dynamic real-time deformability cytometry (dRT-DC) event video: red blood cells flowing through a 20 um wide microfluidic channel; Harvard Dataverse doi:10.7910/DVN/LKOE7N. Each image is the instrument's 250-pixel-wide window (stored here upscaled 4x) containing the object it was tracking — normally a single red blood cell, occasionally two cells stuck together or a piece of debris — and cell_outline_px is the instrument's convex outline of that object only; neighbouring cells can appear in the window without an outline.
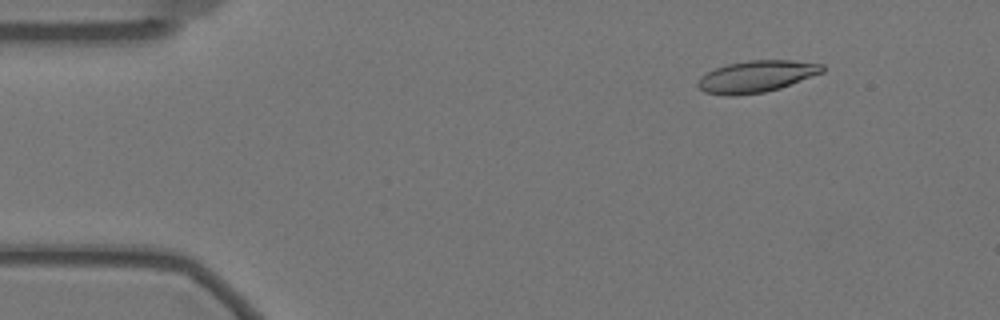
{"species": "Egyptian fruit bat (a non-hibernating species)", "species_latin": "Rousettus aegyptiacus", "temperature_condition": "warm", "stored_images_in_passage": 14, "camera_frame_rate_fps": 3000, "um_per_image_px": 0.085, "animal": {"sex": "female"}, "frame": {"image": 1, "passage_image": 3, "time_ms": 0.667, "image_size_px": [1000, 320], "cell_outline_px": [[824, 72], [780, 88], [764, 92], [736, 96], [728, 96], [704, 92], [696, 84], [700, 76], [716, 68], [728, 64], [748, 60], [792, 60], [824, 64]], "centroid_in_image_um": [64.3, 6.5], "position_along_channel_um": 20.7, "area_um2": 23.06}}
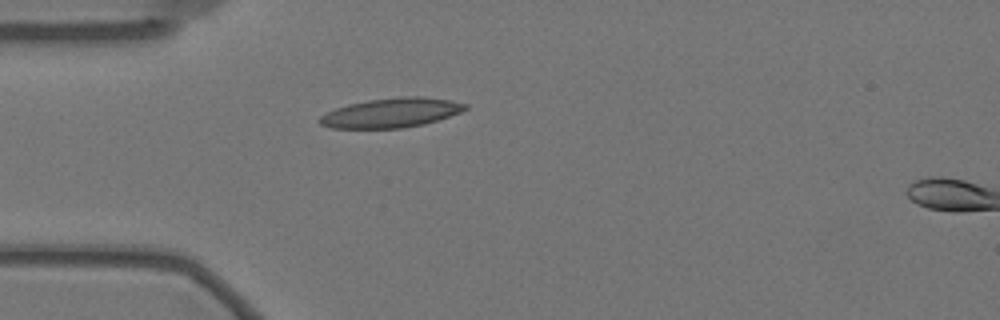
{"frame": {"image": 2, "passage_image": 12, "time_ms": 3.667, "image_size_px": [1000, 320], "cell_outline_px": [[468, 108], [460, 112], [424, 124], [404, 128], [332, 128], [320, 124], [316, 120], [320, 116], [336, 108], [348, 104], [368, 100], [400, 96], [420, 96], [452, 100], [468, 104]], "centroid_in_image_um": [33.25, 9.58], "position_along_channel_um": 51.8, "area_um2": 25.03}}